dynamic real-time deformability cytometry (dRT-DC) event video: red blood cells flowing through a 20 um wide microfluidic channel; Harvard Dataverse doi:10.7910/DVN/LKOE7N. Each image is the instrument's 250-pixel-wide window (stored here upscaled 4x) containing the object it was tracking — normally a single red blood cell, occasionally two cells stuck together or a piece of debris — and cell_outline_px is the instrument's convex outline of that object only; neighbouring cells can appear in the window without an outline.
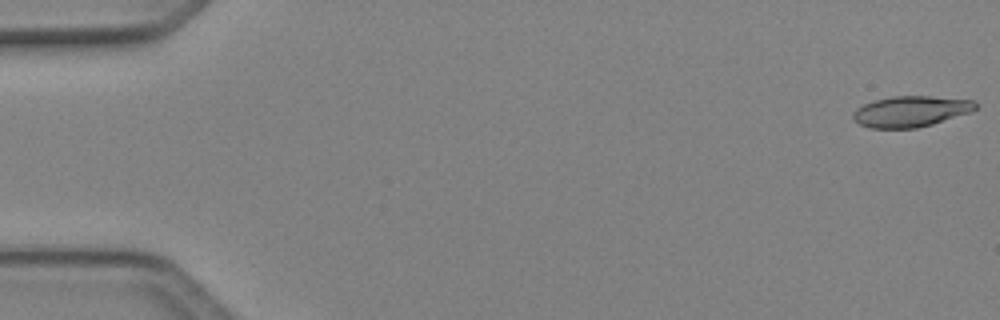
{"species": "Egyptian fruit bat (a non-hibernating species)", "species_latin": "Rousettus aegyptiacus", "temperature_condition": "cold", "stored_images_in_passage": 16, "camera_frame_rate_fps": 3000, "um_per_image_px": 0.085, "animal": {"sex": "female"}, "frame": {"image": 1, "passage_image": 1, "time_ms": 0.0, "image_size_px": [1000, 320], "cell_outline_px": [[976, 108], [972, 112], [932, 124], [916, 128], [868, 128], [852, 120], [852, 112], [856, 108], [864, 104], [876, 100], [892, 96], [932, 96], [972, 100], [976, 104]], "centroid_in_image_um": [77.39, 9.47], "position_along_channel_um": 7.6, "area_um2": 22.08}}
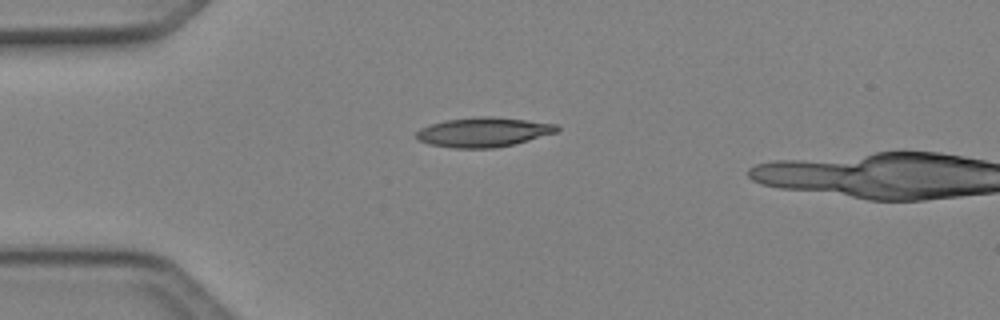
{"frame": {"image": 2, "passage_image": 13, "time_ms": 4.0, "image_size_px": [1000, 320], "cell_outline_px": [[560, 128], [556, 132], [528, 140], [496, 148], [452, 148], [428, 144], [416, 140], [416, 132], [420, 128], [444, 120], [480, 116], [492, 116], [556, 124]], "centroid_in_image_um": [41.03, 11.23], "position_along_channel_um": 44.0, "area_um2": 24.1}}